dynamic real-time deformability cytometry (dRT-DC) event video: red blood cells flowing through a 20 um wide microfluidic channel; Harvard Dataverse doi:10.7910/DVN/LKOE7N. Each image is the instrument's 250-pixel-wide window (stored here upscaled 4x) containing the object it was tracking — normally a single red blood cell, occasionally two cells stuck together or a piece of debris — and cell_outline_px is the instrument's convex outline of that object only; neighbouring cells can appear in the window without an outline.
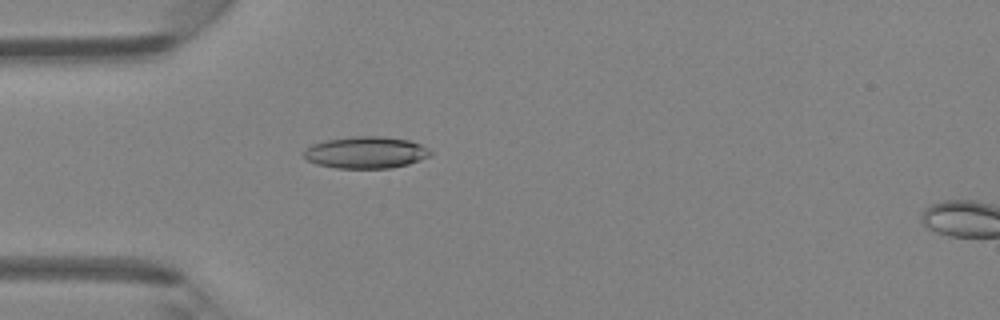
{"species": "Egyptian fruit bat (a non-hibernating species)", "species_latin": "Rousettus aegyptiacus", "temperature_condition": "room temperature", "stored_images_in_passage": 5, "camera_frame_rate_fps": 3000, "um_per_image_px": 0.085, "animal": {"sex": "female"}, "frame": {"image": 1, "passage_image": 4, "time_ms": 3.333, "image_size_px": [1000, 320], "cell_outline_px": [[432, 156], [408, 164], [392, 168], [336, 168], [316, 164], [308, 160], [304, 156], [304, 148], [312, 144], [328, 140], [356, 136], [380, 136], [408, 140], [420, 144], [428, 148], [432, 152]], "centroid_in_image_um": [31.12, 12.96], "position_along_channel_um": 53.9, "area_um2": 23.47}}